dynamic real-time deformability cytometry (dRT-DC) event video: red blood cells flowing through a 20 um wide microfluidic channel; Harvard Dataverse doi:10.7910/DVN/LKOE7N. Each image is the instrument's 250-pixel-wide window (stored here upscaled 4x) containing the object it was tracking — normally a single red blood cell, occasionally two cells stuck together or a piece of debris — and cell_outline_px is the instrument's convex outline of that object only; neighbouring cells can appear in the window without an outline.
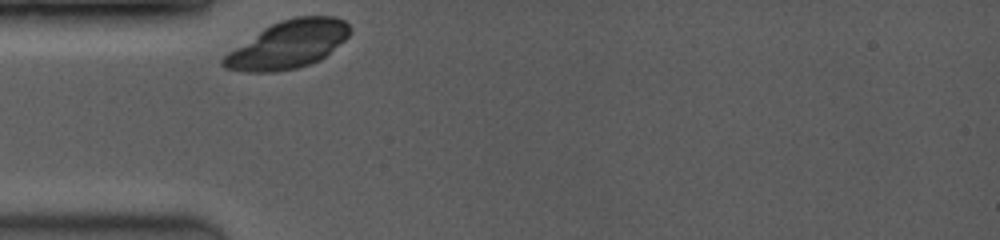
{"species": "common noctule bat (a hibernating species)", "species_latin": "Nyctalus noctula", "temperature_condition": "room temperature", "stored_images_in_passage": 7, "camera_frame_rate_fps": 3500, "um_per_image_px": 0.085, "animal": {"sex": "female", "body_mass_g": 19.0, "forearm_length_mm": 53.3}, "frame": {"image": 1, "passage_image": 1, "time_ms": 0.0, "image_size_px": [1000, 240], "cell_outline_px": [[348, 36], [344, 40], [320, 60], [296, 68], [272, 72], [244, 72], [224, 68], [220, 64], [220, 60], [228, 52], [264, 28], [280, 20], [296, 16], [332, 16], [344, 20], [348, 24]], "centroid_in_image_um": [24.44, 3.79], "position_along_channel_um": 60.6, "area_um2": 34.74}}